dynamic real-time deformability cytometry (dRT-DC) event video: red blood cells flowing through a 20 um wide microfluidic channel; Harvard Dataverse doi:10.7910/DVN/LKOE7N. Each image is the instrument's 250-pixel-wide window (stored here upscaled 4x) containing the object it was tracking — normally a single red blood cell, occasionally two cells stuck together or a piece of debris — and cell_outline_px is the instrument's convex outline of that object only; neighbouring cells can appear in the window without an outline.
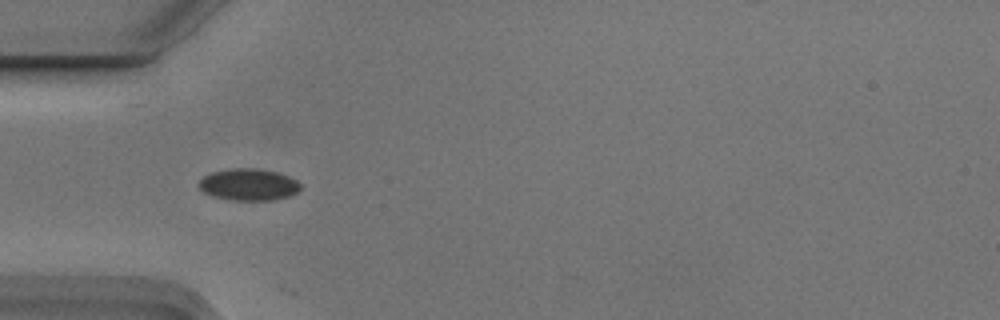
{"species": "Egyptian fruit bat (a non-hibernating species)", "species_latin": "Rousettus aegyptiacus", "temperature_condition": "cold", "stored_images_in_passage": 5, "camera_frame_rate_fps": 3000, "um_per_image_px": 0.085, "animal": {"sex": "male"}, "frame": {"image": 1, "passage_image": 1, "time_ms": 0.0, "image_size_px": [1000, 320], "cell_outline_px": [[300, 188], [296, 192], [288, 196], [272, 200], [228, 200], [212, 196], [204, 192], [196, 184], [204, 176], [212, 172], [228, 168], [256, 168], [276, 172], [288, 176], [296, 180], [300, 184]], "centroid_in_image_um": [21.09, 15.68], "position_along_channel_um": 63.9, "area_um2": 18.84}}
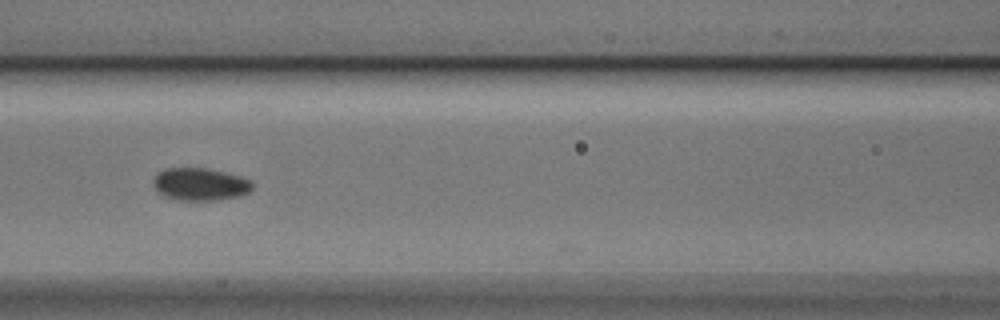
{"frame": {"image": 2, "passage_image": 3, "time_ms": 0.667, "image_size_px": [1000, 320], "cell_outline_px": [[252, 188], [248, 192], [240, 196], [220, 200], [180, 200], [164, 196], [152, 184], [152, 180], [160, 172], [168, 168], [204, 168], [224, 172], [240, 176], [248, 180], [252, 184]], "centroid_in_image_um": [17.01, 15.67], "position_along_channel_um": 149.6, "area_um2": 18.55}}
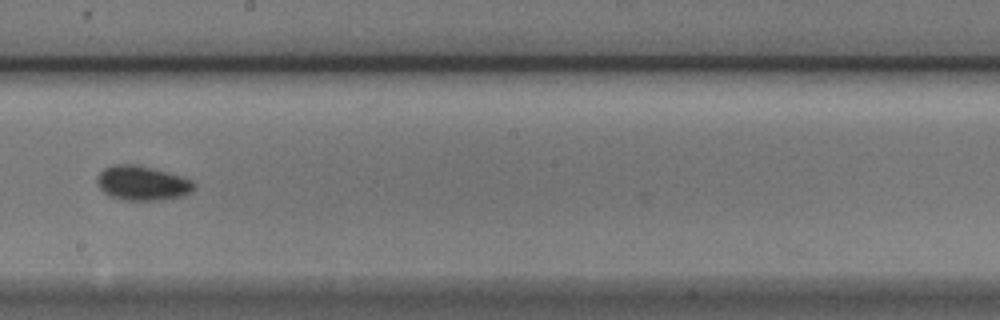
{"frame": {"image": 3, "passage_image": 5, "time_ms": 1.333, "image_size_px": [1000, 320], "cell_outline_px": [[196, 188], [192, 192], [184, 196], [160, 200], [120, 200], [108, 196], [100, 188], [96, 180], [96, 176], [104, 168], [112, 164], [140, 164], [156, 168], [192, 180], [196, 184]], "centroid_in_image_um": [12.1, 15.56], "position_along_channel_um": 236.1, "area_um2": 20.0}}